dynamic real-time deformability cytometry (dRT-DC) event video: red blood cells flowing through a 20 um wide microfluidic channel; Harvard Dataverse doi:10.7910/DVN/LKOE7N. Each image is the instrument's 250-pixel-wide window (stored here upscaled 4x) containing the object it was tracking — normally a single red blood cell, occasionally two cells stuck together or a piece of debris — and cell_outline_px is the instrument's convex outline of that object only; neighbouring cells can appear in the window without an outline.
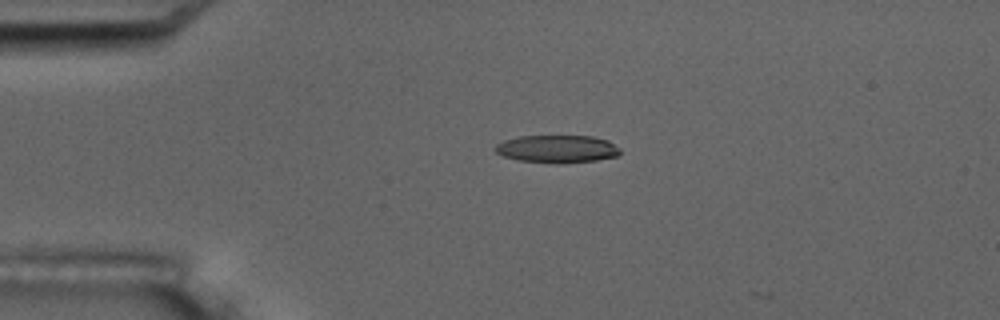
{"species": "common noctule bat (a hibernating species)", "species_latin": "Nyctalus noctula", "temperature_condition": "room temperature", "stored_images_in_passage": 4, "camera_frame_rate_fps": 3000, "um_per_image_px": 0.085, "animal": {"sex": "male", "body_mass_g": 17.5, "forearm_length_mm": 52.3}, "frame": {"image": 1, "passage_image": 3, "time_ms": 2.333, "image_size_px": [1000, 320], "cell_outline_px": [[620, 152], [616, 156], [596, 160], [556, 164], [520, 160], [504, 156], [496, 152], [492, 148], [496, 144], [504, 140], [520, 136], [592, 136], [608, 140], [620, 148]], "centroid_in_image_um": [47.35, 12.66], "position_along_channel_um": 37.7, "area_um2": 20.17}}